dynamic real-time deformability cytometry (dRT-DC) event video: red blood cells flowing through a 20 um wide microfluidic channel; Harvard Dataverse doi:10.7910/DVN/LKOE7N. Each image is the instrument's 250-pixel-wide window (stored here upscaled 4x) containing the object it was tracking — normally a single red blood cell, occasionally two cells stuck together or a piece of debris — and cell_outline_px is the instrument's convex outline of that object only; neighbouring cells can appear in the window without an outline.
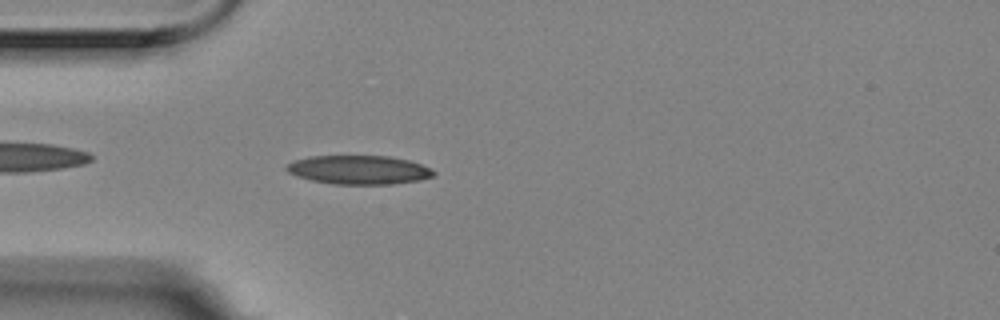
{"species": "Egyptian fruit bat (a non-hibernating species)", "species_latin": "Rousettus aegyptiacus", "temperature_condition": "room temperature", "stored_images_in_passage": 1, "camera_frame_rate_fps": 3000, "um_per_image_px": 0.085, "animal": {"sex": "female"}, "frame": {"image": 1, "passage_image": 1, "time_ms": 0.0, "image_size_px": [1000, 320], "cell_outline_px": [[436, 176], [420, 180], [392, 184], [336, 184], [312, 180], [296, 176], [288, 172], [284, 168], [292, 160], [308, 156], [392, 156], [408, 160], [420, 164], [436, 172]], "centroid_in_image_um": [30.49, 14.43], "position_along_channel_um": 54.5, "area_um2": 24.8}}